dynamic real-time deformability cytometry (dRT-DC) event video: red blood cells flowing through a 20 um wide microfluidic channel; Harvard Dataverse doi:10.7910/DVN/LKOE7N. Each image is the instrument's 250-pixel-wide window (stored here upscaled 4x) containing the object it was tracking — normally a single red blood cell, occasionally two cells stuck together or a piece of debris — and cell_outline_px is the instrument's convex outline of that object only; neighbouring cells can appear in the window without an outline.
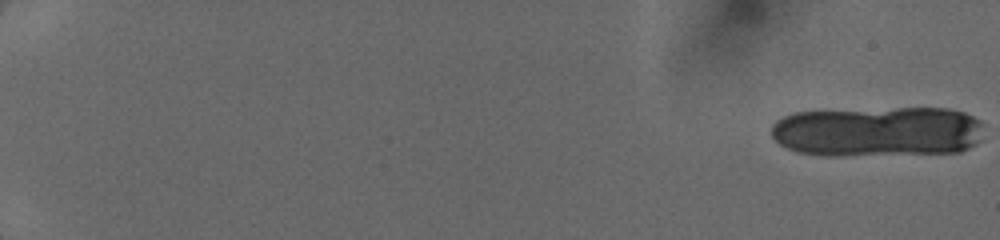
{"species": "human", "species_latin": "Homo sapiens", "temperature_condition": "cold", "stored_images_in_passage": 13, "camera_frame_rate_fps": 3000, "um_per_image_px": 0.085, "donor": {"sex": "female"}, "frame": {"image": 1, "passage_image": 1, "time_ms": 0.0, "image_size_px": [1000, 240], "cell_outline_px": [[984, 124], [980, 140], [976, 144], [960, 152], [844, 156], [824, 156], [796, 152], [780, 144], [772, 136], [772, 124], [776, 120], [784, 116], [796, 112], [900, 108], [948, 108], [964, 112], [980, 120]], "centroid_in_image_um": [74.64, 11.19], "position_along_channel_um": 10.4, "area_um2": 63.0}}
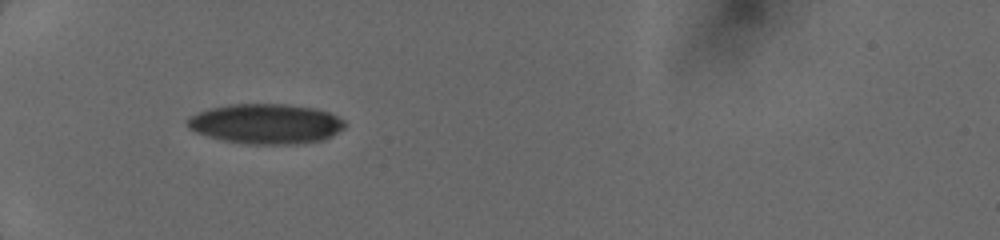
{"frame": {"image": 2, "passage_image": 11, "time_ms": 6.667, "image_size_px": [1000, 240], "cell_outline_px": [[344, 128], [332, 136], [324, 140], [300, 144], [244, 144], [224, 140], [208, 136], [196, 132], [188, 128], [188, 116], [212, 108], [232, 104], [284, 104], [316, 108], [328, 112], [344, 120]], "centroid_in_image_um": [22.63, 10.53], "position_along_channel_um": 62.4, "area_um2": 36.65}}